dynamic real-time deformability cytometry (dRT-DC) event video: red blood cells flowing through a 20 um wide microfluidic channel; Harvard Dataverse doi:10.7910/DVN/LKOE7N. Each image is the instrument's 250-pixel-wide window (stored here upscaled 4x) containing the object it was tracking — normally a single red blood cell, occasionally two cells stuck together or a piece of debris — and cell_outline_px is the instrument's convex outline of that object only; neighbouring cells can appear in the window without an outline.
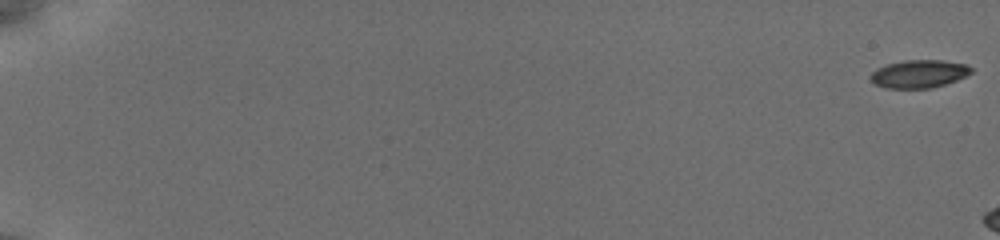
{"species": "common noctule bat (a hibernating species)", "species_latin": "Nyctalus noctula", "temperature_condition": "cold", "stored_images_in_passage": 12, "camera_frame_rate_fps": 3000, "um_per_image_px": 0.085, "animal": {"sex": "female", "body_mass_g": 19.5, "forearm_length_mm": 54.1}, "frame": {"image": 1, "passage_image": 1, "time_ms": 0.0, "image_size_px": [1000, 240], "cell_outline_px": [[972, 72], [956, 80], [932, 88], [884, 88], [876, 84], [868, 76], [876, 68], [888, 64], [904, 60], [944, 60], [968, 64], [972, 68]], "centroid_in_image_um": [78.11, 6.27], "position_along_channel_um": 6.9, "area_um2": 16.42}}